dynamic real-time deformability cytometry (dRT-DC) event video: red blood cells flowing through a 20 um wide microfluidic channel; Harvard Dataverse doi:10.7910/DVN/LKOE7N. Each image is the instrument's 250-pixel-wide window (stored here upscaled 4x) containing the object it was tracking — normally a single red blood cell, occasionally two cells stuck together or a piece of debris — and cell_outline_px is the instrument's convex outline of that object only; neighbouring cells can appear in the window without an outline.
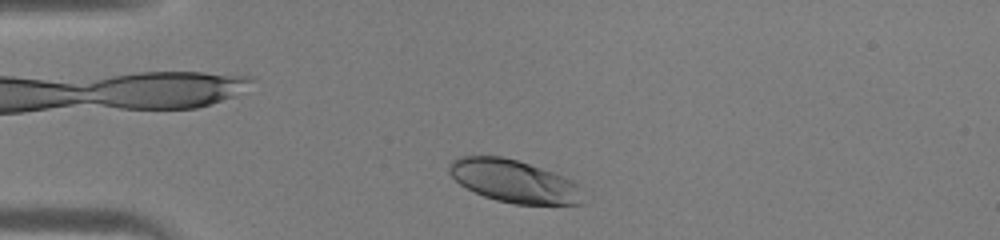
{"species": "human", "species_latin": "Homo sapiens", "temperature_condition": "warm", "stored_images_in_passage": 29, "camera_frame_rate_fps": 3000, "um_per_image_px": 0.085, "donor": {"sex": "male"}, "frame": {"image": 1, "passage_image": 2, "time_ms": 0.333, "image_size_px": [1000, 240], "cell_outline_px": [[584, 204], [516, 204], [496, 200], [484, 196], [460, 184], [448, 172], [448, 164], [452, 160], [460, 156], [500, 156], [516, 160], [564, 176], [572, 180], [576, 184]], "centroid_in_image_um": [43.64, 15.39], "position_along_channel_um": 41.4, "area_um2": 32.77}}
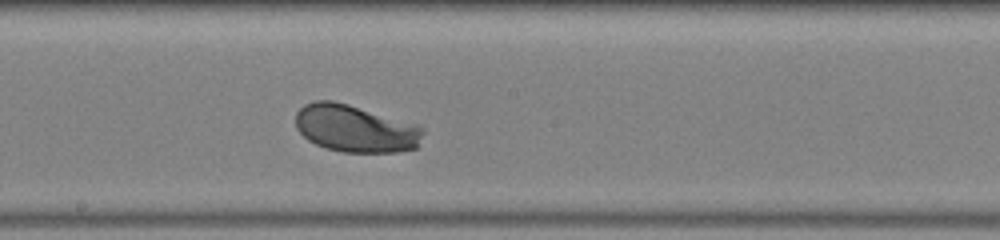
{"frame": {"image": 2, "passage_image": 16, "time_ms": 5.0, "image_size_px": [1000, 240], "cell_outline_px": [[424, 132], [416, 148], [396, 152], [344, 152], [328, 148], [316, 144], [308, 140], [296, 128], [296, 112], [304, 104], [316, 100], [332, 100], [348, 104], [420, 124], [424, 128]], "centroid_in_image_um": [30.23, 10.91], "position_along_channel_um": 218.0, "area_um2": 35.32}}
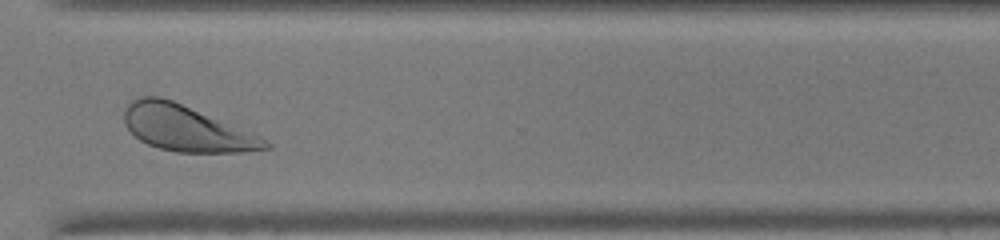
{"frame": {"image": 3, "passage_image": 25, "time_ms": 8.0, "image_size_px": [1000, 240], "cell_outline_px": [[272, 148], [240, 152], [176, 152], [160, 148], [148, 144], [140, 140], [124, 124], [124, 112], [128, 104], [132, 100], [140, 96], [160, 96], [172, 100], [260, 136], [268, 140], [272, 144]], "centroid_in_image_um": [15.83, 10.91], "position_along_channel_um": 354.8, "area_um2": 37.22}}